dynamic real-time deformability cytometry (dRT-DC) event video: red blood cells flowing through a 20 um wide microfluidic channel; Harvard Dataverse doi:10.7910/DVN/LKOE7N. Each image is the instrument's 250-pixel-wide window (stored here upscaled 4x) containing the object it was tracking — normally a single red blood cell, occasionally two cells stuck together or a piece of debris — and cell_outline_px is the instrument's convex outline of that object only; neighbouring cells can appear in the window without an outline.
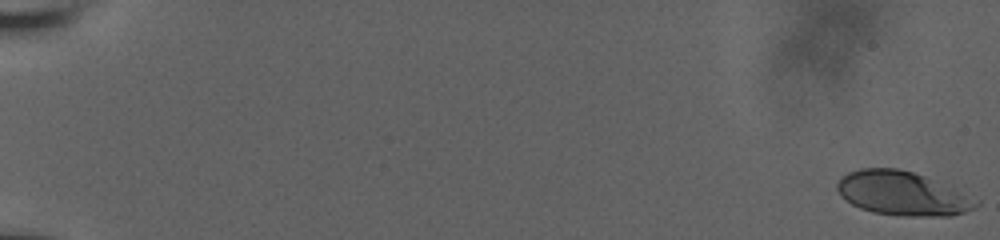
{"species": "human", "species_latin": "Homo sapiens", "temperature_condition": "room temperature", "stored_images_in_passage": 58, "camera_frame_rate_fps": 3000, "um_per_image_px": 0.085, "donor": {"sex": "male"}, "frame": {"image": 1, "passage_image": 1, "time_ms": 0.0, "image_size_px": [1000, 240], "cell_outline_px": [[980, 204], [964, 212], [952, 216], [904, 216], [872, 212], [860, 208], [852, 204], [840, 196], [836, 188], [836, 184], [840, 176], [848, 172], [860, 168], [896, 168], [912, 172], [924, 176], [980, 200]], "centroid_in_image_um": [76.65, 16.45], "position_along_channel_um": 8.3, "area_um2": 35.49}}
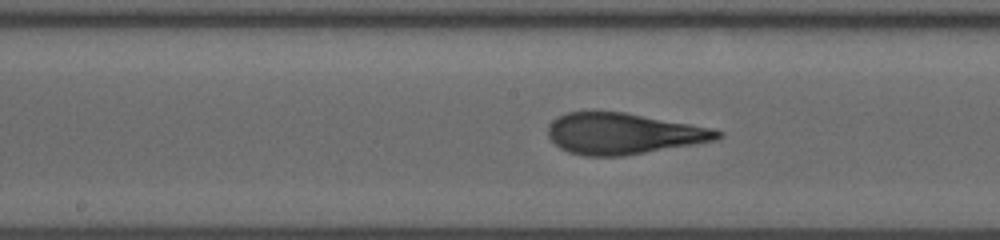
{"frame": {"image": 2, "passage_image": 33, "time_ms": 10.667, "image_size_px": [1000, 240], "cell_outline_px": [[724, 136], [716, 140], [624, 156], [584, 156], [568, 152], [560, 148], [548, 136], [548, 124], [552, 120], [568, 112], [624, 112], [712, 128], [724, 132]], "centroid_in_image_um": [52.98, 11.36], "position_along_channel_um": 195.2, "area_um2": 40.4}}
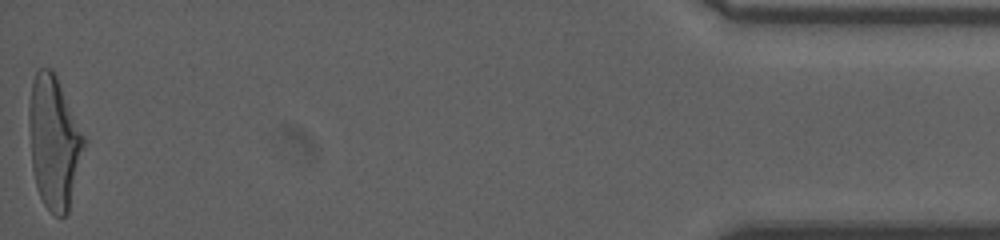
{"frame": {"image": 3, "passage_image": 58, "time_ms": 19.0, "image_size_px": [1000, 240], "cell_outline_px": [[88, 140], [68, 212], [60, 220], [44, 204], [36, 188], [32, 168], [28, 124], [28, 108], [32, 80], [36, 72], [40, 68], [52, 68]], "centroid_in_image_um": [4.61, 12.09], "position_along_channel_um": 430.6, "area_um2": 43.23}, "authors_computed_cell_mechanics": {"area_um2": 40.2288, "velocity_mm_per_s": 3.8319, "shape_relaxation_time_tau1_ms": 5.8776, "shape_relaxation_time_tau2_ms": 0.8503, "deformation_change_tau1": 0.2249, "deformation_change_tau2": 0.0837}}